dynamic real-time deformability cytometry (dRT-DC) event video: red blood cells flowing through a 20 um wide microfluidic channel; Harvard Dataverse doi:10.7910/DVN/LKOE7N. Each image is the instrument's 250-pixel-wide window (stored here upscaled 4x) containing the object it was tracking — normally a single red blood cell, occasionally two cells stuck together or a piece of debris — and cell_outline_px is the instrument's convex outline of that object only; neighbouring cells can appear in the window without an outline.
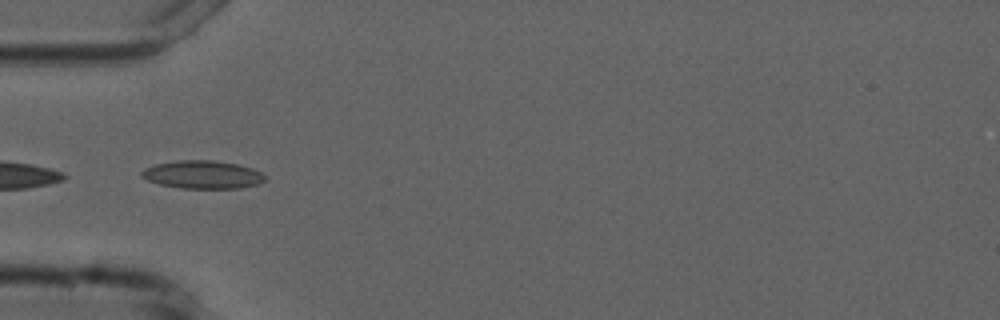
{"species": "common noctule bat (a hibernating species)", "species_latin": "Nyctalus noctula", "temperature_condition": "cold", "stored_images_in_passage": 10, "camera_frame_rate_fps": 3000, "um_per_image_px": 0.085, "animal": {"sex": "male", "forearm_length_mm": 52.5}, "frame": {"image": 1, "passage_image": 4, "time_ms": 5.333, "image_size_px": [1000, 320], "cell_outline_px": [[264, 180], [260, 184], [240, 188], [180, 188], [160, 184], [148, 180], [140, 176], [140, 172], [144, 168], [156, 164], [176, 160], [216, 160], [236, 164], [252, 168], [260, 172], [264, 176]], "centroid_in_image_um": [17.2, 14.84], "position_along_channel_um": 67.8, "area_um2": 20.17}}
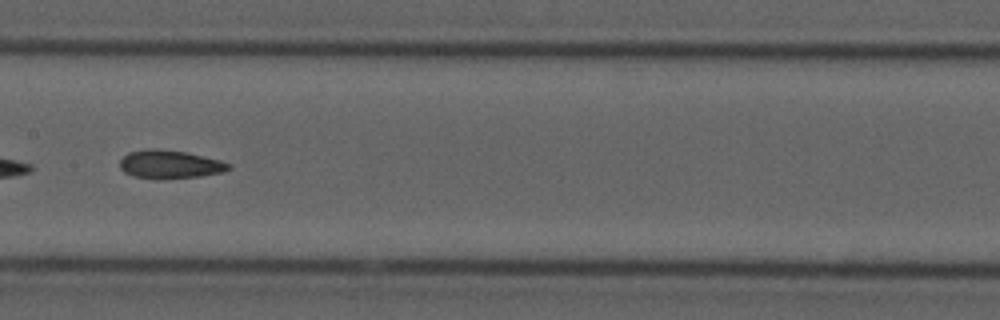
{"frame": {"image": 2, "passage_image": 7, "time_ms": 8.667, "image_size_px": [1000, 320], "cell_outline_px": [[232, 168], [224, 172], [200, 176], [160, 180], [136, 176], [124, 172], [120, 168], [120, 160], [128, 152], [152, 148], [156, 148], [188, 152], [220, 160], [232, 164]], "centroid_in_image_um": [14.47, 13.97], "position_along_channel_um": 192.9, "area_um2": 18.21}}
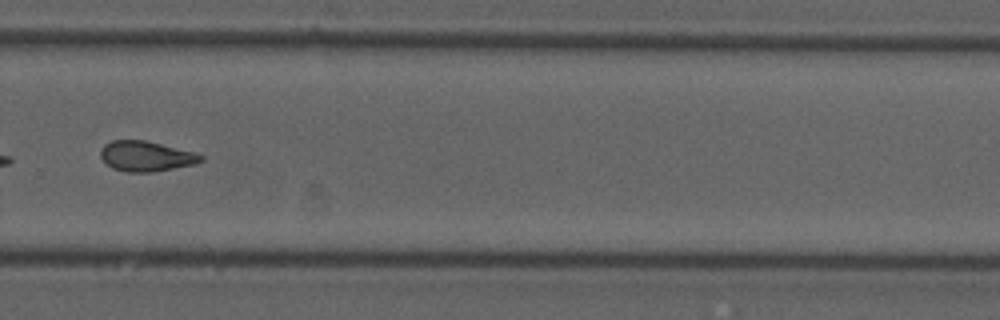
{"frame": {"image": 3, "passage_image": 10, "time_ms": 12.0, "image_size_px": [1000, 320], "cell_outline_px": [[204, 160], [196, 164], [152, 172], [128, 172], [112, 168], [100, 156], [100, 148], [104, 144], [112, 140], [144, 140], [192, 152], [204, 156]], "centroid_in_image_um": [12.39, 13.28], "position_along_channel_um": 317.4, "area_um2": 17.51}}